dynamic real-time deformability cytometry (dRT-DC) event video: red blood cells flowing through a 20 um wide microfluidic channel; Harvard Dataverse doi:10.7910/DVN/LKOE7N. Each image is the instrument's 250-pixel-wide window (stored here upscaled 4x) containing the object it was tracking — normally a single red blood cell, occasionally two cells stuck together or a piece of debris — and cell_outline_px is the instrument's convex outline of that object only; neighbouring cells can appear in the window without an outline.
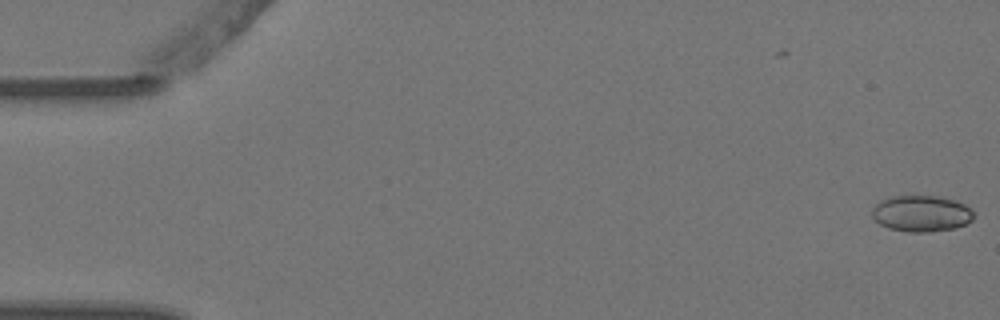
{"species": "Egyptian fruit bat (a non-hibernating species)", "species_latin": "Rousettus aegyptiacus", "temperature_condition": "warm", "stored_images_in_passage": 8, "camera_frame_rate_fps": 3000, "um_per_image_px": 0.085, "animal": {"sex": "female"}, "frame": {"image": 1, "passage_image": 1, "time_ms": 0.0, "image_size_px": [1000, 320], "cell_outline_px": [[972, 220], [964, 224], [952, 228], [932, 232], [908, 232], [888, 228], [880, 224], [872, 216], [872, 208], [880, 200], [892, 196], [936, 196], [956, 200], [972, 208]], "centroid_in_image_um": [78.3, 18.14], "position_along_channel_um": 6.7, "area_um2": 21.44}}
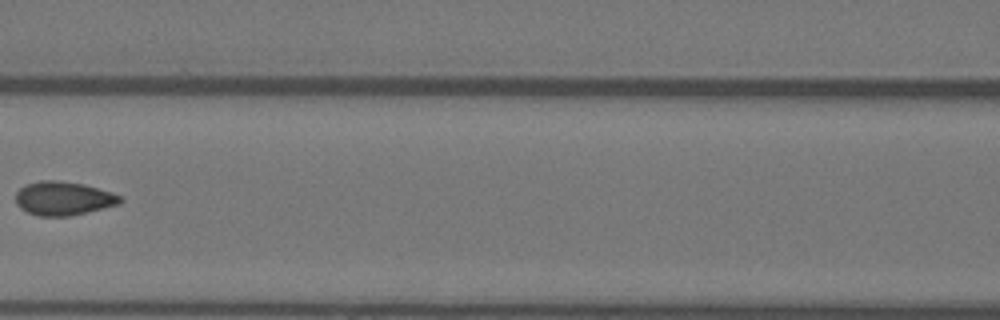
{"frame": {"image": 2, "passage_image": 7, "time_ms": 2.0, "image_size_px": [1000, 320], "cell_outline_px": [[124, 200], [120, 204], [68, 216], [40, 216], [28, 212], [20, 208], [16, 204], [16, 192], [20, 188], [28, 184], [40, 180], [60, 180], [84, 184], [112, 192], [120, 196]], "centroid_in_image_um": [5.39, 16.85], "position_along_channel_um": 161.2, "area_um2": 20.52}}
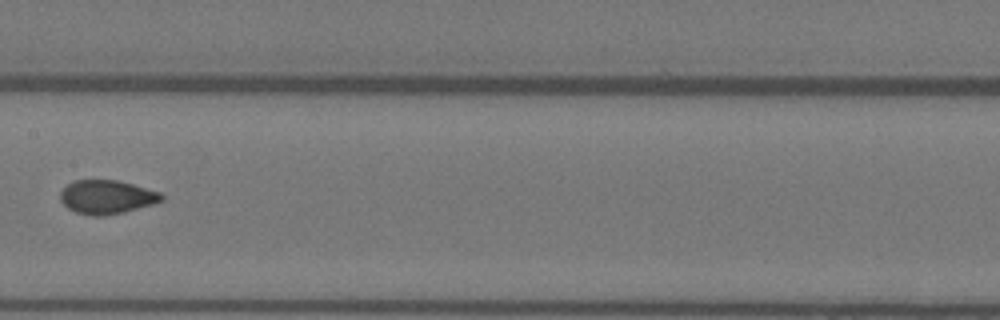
{"frame": {"image": 3, "passage_image": 8, "time_ms": 2.333, "image_size_px": [1000, 320], "cell_outline_px": [[164, 200], [152, 204], [124, 212], [104, 216], [92, 216], [76, 212], [68, 208], [60, 200], [60, 192], [72, 180], [116, 180], [132, 184], [160, 192], [164, 196]], "centroid_in_image_um": [9.07, 16.75], "position_along_channel_um": 198.3, "area_um2": 19.88}}